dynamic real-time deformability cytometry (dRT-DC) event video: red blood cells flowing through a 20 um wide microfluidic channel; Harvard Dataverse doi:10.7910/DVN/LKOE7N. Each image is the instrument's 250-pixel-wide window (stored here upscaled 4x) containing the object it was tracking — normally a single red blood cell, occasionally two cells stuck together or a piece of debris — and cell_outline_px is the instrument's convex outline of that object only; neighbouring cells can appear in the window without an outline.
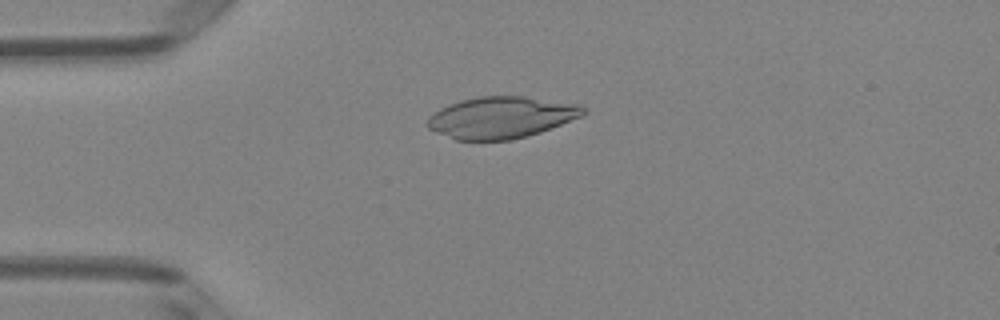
{"species": "Egyptian fruit bat (a non-hibernating species)", "species_latin": "Rousettus aegyptiacus", "temperature_condition": "room temperature", "stored_images_in_passage": 5, "camera_frame_rate_fps": 3000, "um_per_image_px": 0.085, "animal": {"sex": "female"}, "frame": {"image": 1, "passage_image": 4, "time_ms": 1.0, "image_size_px": [1000, 320], "cell_outline_px": [[588, 112], [580, 116], [540, 132], [512, 140], [456, 140], [436, 132], [428, 128], [428, 120], [440, 108], [460, 100], [480, 96], [524, 96], [580, 104]], "centroid_in_image_um": [42.62, 9.98], "position_along_channel_um": 42.4, "area_um2": 37.45}}